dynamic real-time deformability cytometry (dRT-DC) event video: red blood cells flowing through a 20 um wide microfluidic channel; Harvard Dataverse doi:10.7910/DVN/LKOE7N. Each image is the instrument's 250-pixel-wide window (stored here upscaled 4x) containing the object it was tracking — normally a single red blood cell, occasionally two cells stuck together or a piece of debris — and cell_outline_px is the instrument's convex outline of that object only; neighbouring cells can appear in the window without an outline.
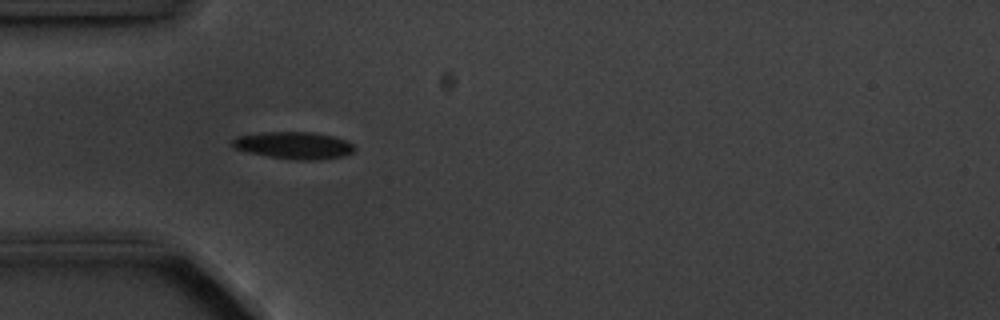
{"species": "common noctule bat (a hibernating species)", "species_latin": "Nyctalus noctula", "temperature_condition": "cold", "stored_images_in_passage": 5, "camera_frame_rate_fps": 3000, "um_per_image_px": 0.085, "animal": {"sex": "male", "body_mass_g": 20.1, "forearm_length_mm": 53.5}, "frame": {"image": 1, "passage_image": 2, "time_ms": 1.0, "image_size_px": [1000, 320], "cell_outline_px": [[356, 148], [352, 152], [344, 156], [312, 160], [296, 160], [268, 156], [248, 152], [236, 148], [232, 144], [232, 140], [236, 136], [260, 132], [312, 132], [332, 136], [344, 140], [352, 144]], "centroid_in_image_um": [24.96, 12.35], "position_along_channel_um": 60.0, "area_um2": 19.13}}